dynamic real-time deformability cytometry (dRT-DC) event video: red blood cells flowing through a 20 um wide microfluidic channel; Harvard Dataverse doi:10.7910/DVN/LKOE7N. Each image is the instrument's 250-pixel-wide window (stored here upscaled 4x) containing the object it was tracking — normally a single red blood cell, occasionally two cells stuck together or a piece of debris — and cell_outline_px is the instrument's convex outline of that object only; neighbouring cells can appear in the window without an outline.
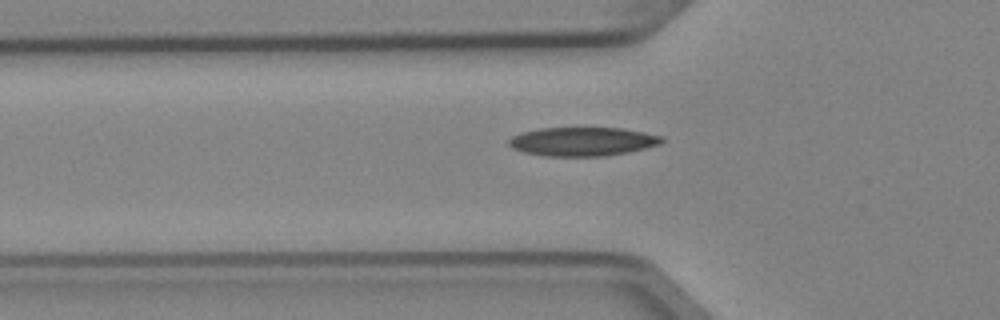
{"species": "Egyptian fruit bat (a non-hibernating species)", "species_latin": "Rousettus aegyptiacus", "temperature_condition": "cold", "stored_images_in_passage": 2, "camera_frame_rate_fps": 3000, "um_per_image_px": 0.085, "animal": {"sex": "female"}, "frame": {"image": 1, "passage_image": 2, "time_ms": 0.333, "image_size_px": [1000, 320], "cell_outline_px": [[664, 140], [660, 144], [628, 152], [604, 156], [544, 156], [524, 152], [512, 148], [508, 144], [508, 140], [512, 136], [520, 132], [540, 128], [620, 128], [644, 132], [664, 136]], "centroid_in_image_um": [49.5, 12.03], "position_along_channel_um": 76.3, "area_um2": 25.72}}